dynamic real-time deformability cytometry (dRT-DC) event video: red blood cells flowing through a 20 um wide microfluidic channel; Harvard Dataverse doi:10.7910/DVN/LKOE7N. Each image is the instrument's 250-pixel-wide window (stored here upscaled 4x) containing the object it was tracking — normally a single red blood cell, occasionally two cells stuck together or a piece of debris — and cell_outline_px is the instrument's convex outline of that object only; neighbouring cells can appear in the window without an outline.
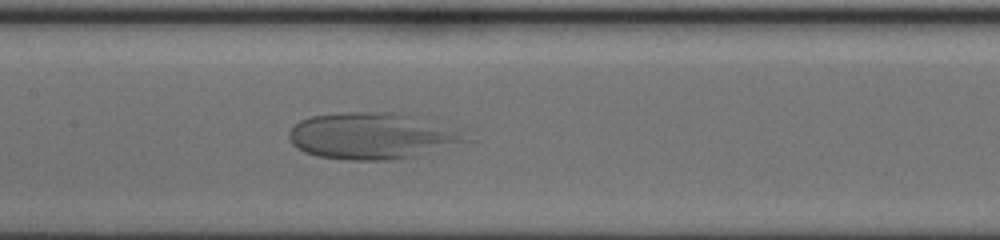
{"species": "human", "species_latin": "Homo sapiens", "temperature_condition": "cold", "stored_images_in_passage": 52, "camera_frame_rate_fps": 3000, "um_per_image_px": 0.085, "donor": {"sex": "female"}, "frame": {"image": 1, "passage_image": 21, "time_ms": 6.667, "image_size_px": [1000, 240], "cell_outline_px": [[480, 140], [416, 156], [392, 160], [348, 160], [316, 156], [304, 152], [296, 148], [292, 144], [288, 136], [288, 132], [300, 120], [312, 116], [340, 112], [396, 112], [428, 116], [472, 128]], "centroid_in_image_um": [32.01, 11.52], "position_along_channel_um": 175.4, "area_um2": 51.1}}
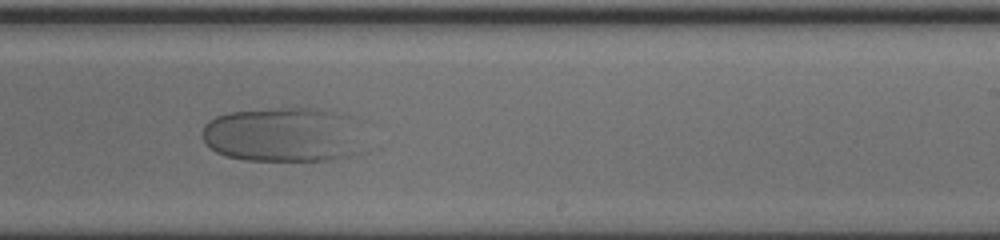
{"frame": {"image": 2, "passage_image": 29, "time_ms": 9.333, "image_size_px": [1000, 240], "cell_outline_px": [[348, 156], [328, 160], [244, 160], [224, 156], [216, 152], [200, 136], [200, 132], [204, 124], [208, 120], [216, 116], [228, 112], [276, 108], [320, 108], [336, 112], [340, 116]], "centroid_in_image_um": [23.56, 11.44], "position_along_channel_um": 265.4, "area_um2": 48.03}}
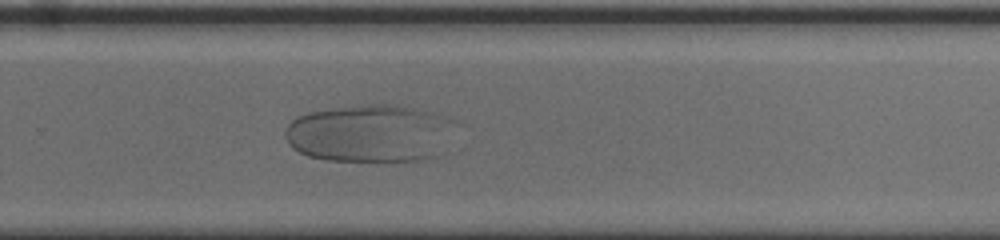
{"frame": {"image": 3, "passage_image": 32, "time_ms": 10.333, "image_size_px": [1000, 240], "cell_outline_px": [[464, 124], [436, 156], [420, 160], [392, 164], [384, 164], [328, 160], [308, 156], [292, 148], [288, 144], [284, 136], [284, 132], [288, 124], [296, 116], [308, 112], [332, 108], [368, 104], [388, 104], [416, 108], [448, 116], [460, 120]], "centroid_in_image_um": [31.57, 11.37], "position_along_channel_um": 298.2, "area_um2": 59.77}}